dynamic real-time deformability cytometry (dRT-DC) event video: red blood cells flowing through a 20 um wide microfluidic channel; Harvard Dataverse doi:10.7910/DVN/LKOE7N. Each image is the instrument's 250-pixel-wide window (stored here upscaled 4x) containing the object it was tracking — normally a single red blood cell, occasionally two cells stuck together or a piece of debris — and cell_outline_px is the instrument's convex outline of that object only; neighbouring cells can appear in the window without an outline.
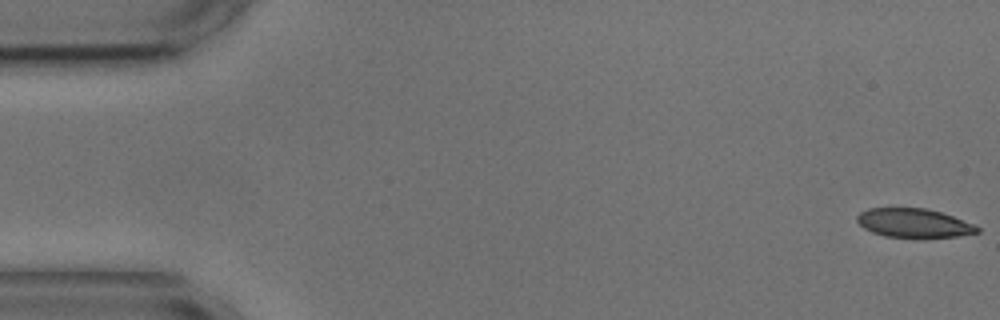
{"species": "common noctule bat (a hibernating species)", "species_latin": "Nyctalus noctula", "temperature_condition": "cold", "stored_images_in_passage": 55, "camera_frame_rate_fps": 3000, "um_per_image_px": 0.085, "animal": {"sex": "male", "body_mass_g": 17.9, "forearm_length_mm": 54.2}, "frame": {"image": 1, "passage_image": 1, "time_ms": 0.0, "image_size_px": [1000, 320], "cell_outline_px": [[980, 232], [956, 236], [924, 240], [920, 240], [884, 236], [872, 232], [864, 228], [856, 220], [856, 216], [860, 212], [868, 208], [924, 208], [940, 212], [952, 216], [972, 224], [980, 228]], "centroid_in_image_um": [77.66, 19.0], "position_along_channel_um": 7.3, "area_um2": 20.81}}
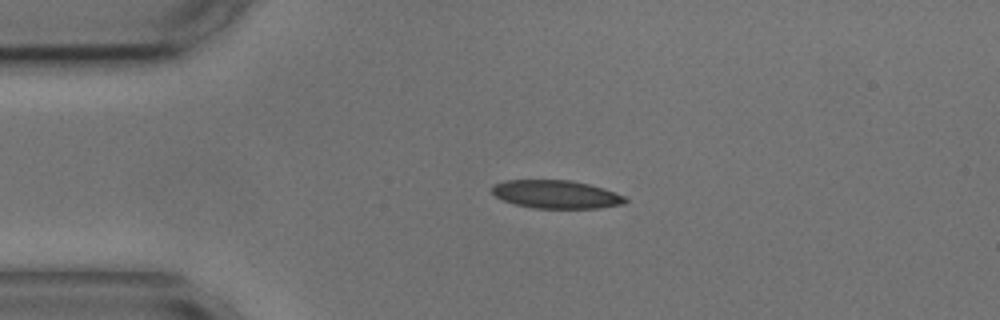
{"frame": {"image": 2, "passage_image": 12, "time_ms": 3.667, "image_size_px": [1000, 320], "cell_outline_px": [[628, 200], [624, 204], [596, 208], [532, 208], [516, 204], [504, 200], [496, 196], [492, 192], [492, 184], [504, 180], [572, 180], [604, 188], [624, 196]], "centroid_in_image_um": [47.26, 16.51], "position_along_channel_um": 37.7, "area_um2": 21.85}}
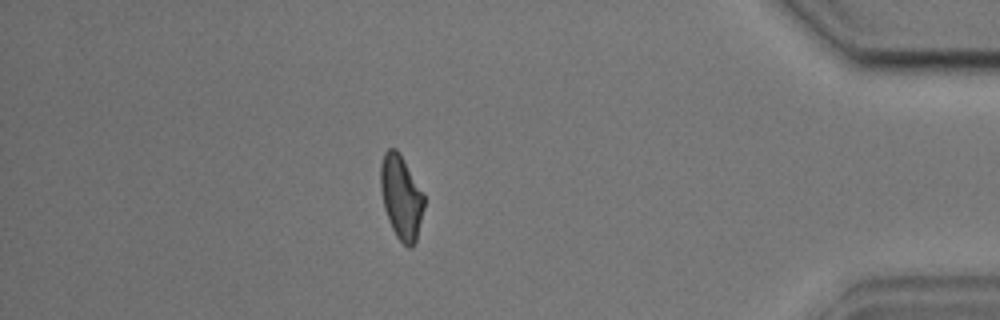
{"frame": {"image": 3, "passage_image": 48, "time_ms": 15.667, "image_size_px": [1000, 320], "cell_outline_px": [[424, 208], [416, 240], [412, 248], [408, 248], [396, 236], [388, 220], [384, 208], [380, 188], [380, 164], [384, 152], [388, 148], [396, 148], [400, 152], [424, 192]], "centroid_in_image_um": [34.1, 16.72], "position_along_channel_um": 401.1, "area_um2": 21.62}, "authors_computed_cell_mechanics": {"area_um2": 22.1374, "velocity_mm_per_s": 3.5941, "shape_relaxation_time_tau1_ms": 3.9545, "shape_relaxation_time_tau2_ms": 1.4131, "deformation_change_tau1": 0.1295, "deformation_change_tau2": 0.0657}}